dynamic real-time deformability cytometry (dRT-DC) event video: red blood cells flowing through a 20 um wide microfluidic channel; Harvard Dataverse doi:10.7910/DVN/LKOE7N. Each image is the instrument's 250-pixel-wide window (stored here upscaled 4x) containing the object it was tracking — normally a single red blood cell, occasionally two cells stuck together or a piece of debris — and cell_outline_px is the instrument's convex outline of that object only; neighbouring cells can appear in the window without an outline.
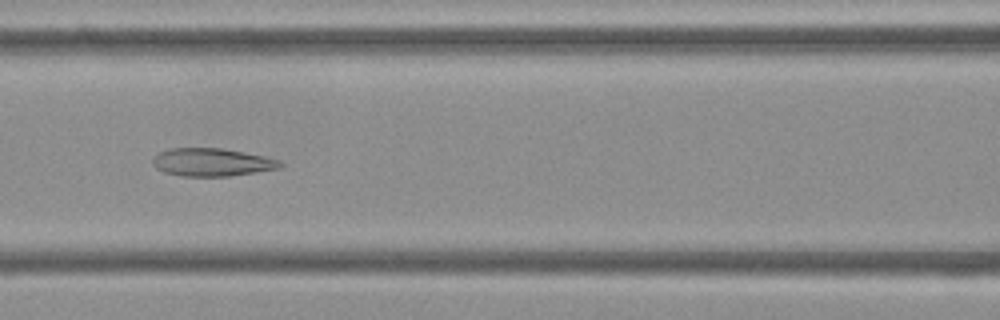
{"species": "Egyptian fruit bat (a non-hibernating species)", "species_latin": "Rousettus aegyptiacus", "temperature_condition": "cold", "stored_images_in_passage": 53, "camera_frame_rate_fps": 3000, "um_per_image_px": 0.085, "frame": {"image": 1, "passage_image": 23, "time_ms": 7.333, "image_size_px": [1000, 320], "cell_outline_px": [[284, 164], [280, 168], [256, 172], [228, 176], [180, 176], [164, 172], [156, 168], [152, 164], [152, 156], [168, 148], [220, 148], [244, 152], [264, 156], [280, 160]], "centroid_in_image_um": [17.99, 13.79], "position_along_channel_um": 148.6, "area_um2": 20.87}}
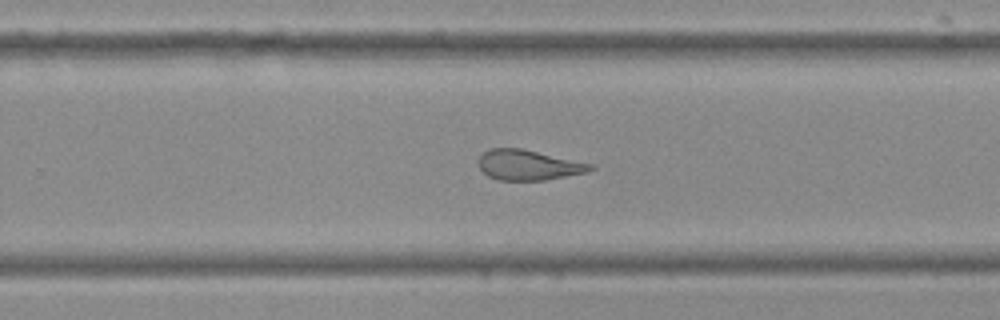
{"frame": {"image": 2, "passage_image": 34, "time_ms": 11.0, "image_size_px": [1000, 320], "cell_outline_px": [[596, 168], [588, 172], [544, 180], [500, 180], [488, 176], [476, 164], [476, 160], [488, 148], [520, 148], [592, 164]], "centroid_in_image_um": [44.87, 14.02], "position_along_channel_um": 284.9, "area_um2": 19.65}}
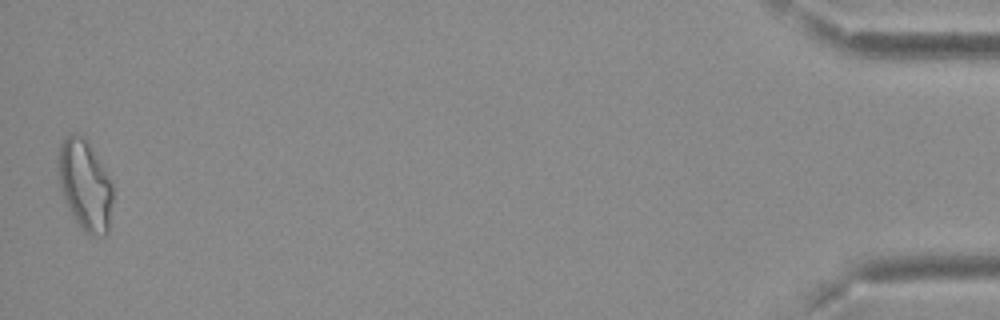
{"frame": {"image": 3, "passage_image": 53, "time_ms": 17.333, "image_size_px": [1000, 320], "cell_outline_px": [[112, 200], [108, 232], [104, 236], [88, 236], [84, 232], [72, 216], [64, 200], [60, 188], [56, 160], [60, 144], [72, 132], [84, 136], [100, 160], [112, 184]], "centroid_in_image_um": [7.2, 15.74], "position_along_channel_um": 428.0, "area_um2": 29.13}, "authors_computed_cell_mechanics": {"area_um2": 23.2934, "velocity_mm_per_s": 3.7278, "shape_relaxation_time_tau1_ms": null, "shape_relaxation_time_tau2_ms": 2.8471, "deformation_change_tau1": null, "deformation_change_tau2": 0.1236}}